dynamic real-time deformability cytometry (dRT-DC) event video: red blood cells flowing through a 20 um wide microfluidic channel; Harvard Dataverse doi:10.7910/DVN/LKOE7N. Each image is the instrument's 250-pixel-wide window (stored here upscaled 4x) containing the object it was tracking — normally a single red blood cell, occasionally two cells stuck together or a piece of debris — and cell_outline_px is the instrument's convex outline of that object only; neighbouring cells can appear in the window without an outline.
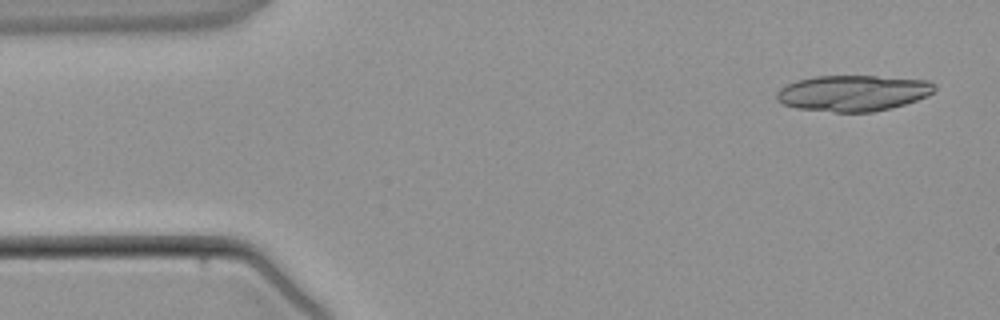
{"species": "common noctule bat (a hibernating species)", "species_latin": "Nyctalus noctula", "temperature_condition": "warm", "stored_images_in_passage": 4, "camera_frame_rate_fps": 3000, "um_per_image_px": 0.085, "animal": {"sex": "male", "body_mass_g": 21.5, "forearm_length_mm": 52.0}, "frame": {"image": 1, "passage_image": 1, "time_ms": 0.0, "image_size_px": [1000, 320], "cell_outline_px": [[936, 88], [932, 92], [916, 100], [892, 108], [872, 112], [832, 112], [796, 108], [784, 104], [776, 100], [776, 92], [780, 88], [788, 84], [800, 80], [816, 76], [876, 76], [928, 80], [936, 84]], "centroid_in_image_um": [72.5, 7.92], "position_along_channel_um": 12.5, "area_um2": 33.0}}